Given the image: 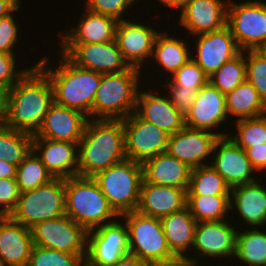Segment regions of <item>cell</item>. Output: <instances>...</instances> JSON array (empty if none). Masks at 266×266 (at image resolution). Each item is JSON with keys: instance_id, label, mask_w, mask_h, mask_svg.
<instances>
[{"instance_id": "1", "label": "cell", "mask_w": 266, "mask_h": 266, "mask_svg": "<svg viewBox=\"0 0 266 266\" xmlns=\"http://www.w3.org/2000/svg\"><path fill=\"white\" fill-rule=\"evenodd\" d=\"M53 102L51 81L35 63L6 92L7 126L36 134Z\"/></svg>"}, {"instance_id": "15", "label": "cell", "mask_w": 266, "mask_h": 266, "mask_svg": "<svg viewBox=\"0 0 266 266\" xmlns=\"http://www.w3.org/2000/svg\"><path fill=\"white\" fill-rule=\"evenodd\" d=\"M210 165L224 178L232 189L253 182L259 177L252 167L244 149L229 136L219 137L215 142Z\"/></svg>"}, {"instance_id": "7", "label": "cell", "mask_w": 266, "mask_h": 266, "mask_svg": "<svg viewBox=\"0 0 266 266\" xmlns=\"http://www.w3.org/2000/svg\"><path fill=\"white\" fill-rule=\"evenodd\" d=\"M65 215V179L55 178L34 190L20 192L9 217L32 228L35 224Z\"/></svg>"}, {"instance_id": "51", "label": "cell", "mask_w": 266, "mask_h": 266, "mask_svg": "<svg viewBox=\"0 0 266 266\" xmlns=\"http://www.w3.org/2000/svg\"><path fill=\"white\" fill-rule=\"evenodd\" d=\"M17 166L0 159V178H16Z\"/></svg>"}, {"instance_id": "54", "label": "cell", "mask_w": 266, "mask_h": 266, "mask_svg": "<svg viewBox=\"0 0 266 266\" xmlns=\"http://www.w3.org/2000/svg\"><path fill=\"white\" fill-rule=\"evenodd\" d=\"M260 50L266 55V44Z\"/></svg>"}, {"instance_id": "31", "label": "cell", "mask_w": 266, "mask_h": 266, "mask_svg": "<svg viewBox=\"0 0 266 266\" xmlns=\"http://www.w3.org/2000/svg\"><path fill=\"white\" fill-rule=\"evenodd\" d=\"M226 110L229 118L239 120L254 118L266 114V104L259 97L257 90L247 80L225 95ZM233 117H231V116Z\"/></svg>"}, {"instance_id": "21", "label": "cell", "mask_w": 266, "mask_h": 266, "mask_svg": "<svg viewBox=\"0 0 266 266\" xmlns=\"http://www.w3.org/2000/svg\"><path fill=\"white\" fill-rule=\"evenodd\" d=\"M88 119L81 111L53 102L35 135L39 138L79 144Z\"/></svg>"}, {"instance_id": "23", "label": "cell", "mask_w": 266, "mask_h": 266, "mask_svg": "<svg viewBox=\"0 0 266 266\" xmlns=\"http://www.w3.org/2000/svg\"><path fill=\"white\" fill-rule=\"evenodd\" d=\"M33 151L54 178L78 176V143L33 135Z\"/></svg>"}, {"instance_id": "30", "label": "cell", "mask_w": 266, "mask_h": 266, "mask_svg": "<svg viewBox=\"0 0 266 266\" xmlns=\"http://www.w3.org/2000/svg\"><path fill=\"white\" fill-rule=\"evenodd\" d=\"M188 45L181 37L170 36L166 30L160 31L154 41L151 59L157 62V68L159 66L160 69L165 70V74L171 76L191 59L192 50Z\"/></svg>"}, {"instance_id": "3", "label": "cell", "mask_w": 266, "mask_h": 266, "mask_svg": "<svg viewBox=\"0 0 266 266\" xmlns=\"http://www.w3.org/2000/svg\"><path fill=\"white\" fill-rule=\"evenodd\" d=\"M57 53L61 58L56 68L50 67L51 59L48 56H43L37 61V66L51 81L54 102L81 111L89 119H93V102L101 81V74L80 68L63 53L59 51Z\"/></svg>"}, {"instance_id": "40", "label": "cell", "mask_w": 266, "mask_h": 266, "mask_svg": "<svg viewBox=\"0 0 266 266\" xmlns=\"http://www.w3.org/2000/svg\"><path fill=\"white\" fill-rule=\"evenodd\" d=\"M246 80L266 104V55L261 50L245 51Z\"/></svg>"}, {"instance_id": "44", "label": "cell", "mask_w": 266, "mask_h": 266, "mask_svg": "<svg viewBox=\"0 0 266 266\" xmlns=\"http://www.w3.org/2000/svg\"><path fill=\"white\" fill-rule=\"evenodd\" d=\"M20 7L21 5L9 16L0 18V53L16 54L14 47L21 35L18 34L20 27L17 25L14 13L20 11Z\"/></svg>"}, {"instance_id": "10", "label": "cell", "mask_w": 266, "mask_h": 266, "mask_svg": "<svg viewBox=\"0 0 266 266\" xmlns=\"http://www.w3.org/2000/svg\"><path fill=\"white\" fill-rule=\"evenodd\" d=\"M30 229L35 246L74 255H87L88 231L66 214L39 222Z\"/></svg>"}, {"instance_id": "4", "label": "cell", "mask_w": 266, "mask_h": 266, "mask_svg": "<svg viewBox=\"0 0 266 266\" xmlns=\"http://www.w3.org/2000/svg\"><path fill=\"white\" fill-rule=\"evenodd\" d=\"M65 214L87 231L118 219L93 177L65 179Z\"/></svg>"}, {"instance_id": "18", "label": "cell", "mask_w": 266, "mask_h": 266, "mask_svg": "<svg viewBox=\"0 0 266 266\" xmlns=\"http://www.w3.org/2000/svg\"><path fill=\"white\" fill-rule=\"evenodd\" d=\"M196 50L191 52V58L210 77L226 61L237 56L241 50L238 47L229 27L203 33L196 36Z\"/></svg>"}, {"instance_id": "42", "label": "cell", "mask_w": 266, "mask_h": 266, "mask_svg": "<svg viewBox=\"0 0 266 266\" xmlns=\"http://www.w3.org/2000/svg\"><path fill=\"white\" fill-rule=\"evenodd\" d=\"M85 8L94 13L107 15L115 18L117 21L124 20V15L131 5L137 0H83ZM125 13V14H124ZM123 15V16H122Z\"/></svg>"}, {"instance_id": "25", "label": "cell", "mask_w": 266, "mask_h": 266, "mask_svg": "<svg viewBox=\"0 0 266 266\" xmlns=\"http://www.w3.org/2000/svg\"><path fill=\"white\" fill-rule=\"evenodd\" d=\"M186 207V189L154 185L142 180L138 212L161 219Z\"/></svg>"}, {"instance_id": "22", "label": "cell", "mask_w": 266, "mask_h": 266, "mask_svg": "<svg viewBox=\"0 0 266 266\" xmlns=\"http://www.w3.org/2000/svg\"><path fill=\"white\" fill-rule=\"evenodd\" d=\"M160 89L161 88H155L154 90H157L155 92L154 90L148 92L147 89L145 91L139 89L135 112L142 119L153 123L168 134L172 135L186 126L185 118L170 102L168 96L163 95L165 94V89L163 92H160Z\"/></svg>"}, {"instance_id": "20", "label": "cell", "mask_w": 266, "mask_h": 266, "mask_svg": "<svg viewBox=\"0 0 266 266\" xmlns=\"http://www.w3.org/2000/svg\"><path fill=\"white\" fill-rule=\"evenodd\" d=\"M227 7L226 0H189L177 24L192 36L221 29L226 25Z\"/></svg>"}, {"instance_id": "24", "label": "cell", "mask_w": 266, "mask_h": 266, "mask_svg": "<svg viewBox=\"0 0 266 266\" xmlns=\"http://www.w3.org/2000/svg\"><path fill=\"white\" fill-rule=\"evenodd\" d=\"M33 246L30 228L0 216V266H27Z\"/></svg>"}, {"instance_id": "13", "label": "cell", "mask_w": 266, "mask_h": 266, "mask_svg": "<svg viewBox=\"0 0 266 266\" xmlns=\"http://www.w3.org/2000/svg\"><path fill=\"white\" fill-rule=\"evenodd\" d=\"M123 126L127 159L143 163L166 152L170 134L142 119L136 112L123 119Z\"/></svg>"}, {"instance_id": "53", "label": "cell", "mask_w": 266, "mask_h": 266, "mask_svg": "<svg viewBox=\"0 0 266 266\" xmlns=\"http://www.w3.org/2000/svg\"><path fill=\"white\" fill-rule=\"evenodd\" d=\"M160 4H162V7H169L171 10L174 8L180 10V12L184 9L186 6L187 2L189 0H158Z\"/></svg>"}, {"instance_id": "37", "label": "cell", "mask_w": 266, "mask_h": 266, "mask_svg": "<svg viewBox=\"0 0 266 266\" xmlns=\"http://www.w3.org/2000/svg\"><path fill=\"white\" fill-rule=\"evenodd\" d=\"M246 81L245 51L226 61L209 77V82L224 95Z\"/></svg>"}, {"instance_id": "32", "label": "cell", "mask_w": 266, "mask_h": 266, "mask_svg": "<svg viewBox=\"0 0 266 266\" xmlns=\"http://www.w3.org/2000/svg\"><path fill=\"white\" fill-rule=\"evenodd\" d=\"M260 227L237 230L235 259L248 266H266V232ZM242 231V232H241Z\"/></svg>"}, {"instance_id": "8", "label": "cell", "mask_w": 266, "mask_h": 266, "mask_svg": "<svg viewBox=\"0 0 266 266\" xmlns=\"http://www.w3.org/2000/svg\"><path fill=\"white\" fill-rule=\"evenodd\" d=\"M128 228L129 254L148 261L164 260L175 256L168 246L161 220L137 210L120 215Z\"/></svg>"}, {"instance_id": "17", "label": "cell", "mask_w": 266, "mask_h": 266, "mask_svg": "<svg viewBox=\"0 0 266 266\" xmlns=\"http://www.w3.org/2000/svg\"><path fill=\"white\" fill-rule=\"evenodd\" d=\"M227 118L225 95L208 82L197 91L190 113L185 118V125L188 128L206 130L219 137H226L231 133L218 131L219 126H223Z\"/></svg>"}, {"instance_id": "2", "label": "cell", "mask_w": 266, "mask_h": 266, "mask_svg": "<svg viewBox=\"0 0 266 266\" xmlns=\"http://www.w3.org/2000/svg\"><path fill=\"white\" fill-rule=\"evenodd\" d=\"M126 159L123 120L88 119L78 144V176L94 177Z\"/></svg>"}, {"instance_id": "29", "label": "cell", "mask_w": 266, "mask_h": 266, "mask_svg": "<svg viewBox=\"0 0 266 266\" xmlns=\"http://www.w3.org/2000/svg\"><path fill=\"white\" fill-rule=\"evenodd\" d=\"M171 252L175 256L191 257L197 221L188 207L160 219Z\"/></svg>"}, {"instance_id": "12", "label": "cell", "mask_w": 266, "mask_h": 266, "mask_svg": "<svg viewBox=\"0 0 266 266\" xmlns=\"http://www.w3.org/2000/svg\"><path fill=\"white\" fill-rule=\"evenodd\" d=\"M71 62L100 74L119 73L130 68L115 40L106 43H59Z\"/></svg>"}, {"instance_id": "35", "label": "cell", "mask_w": 266, "mask_h": 266, "mask_svg": "<svg viewBox=\"0 0 266 266\" xmlns=\"http://www.w3.org/2000/svg\"><path fill=\"white\" fill-rule=\"evenodd\" d=\"M231 188L209 164L192 169L187 195H230Z\"/></svg>"}, {"instance_id": "38", "label": "cell", "mask_w": 266, "mask_h": 266, "mask_svg": "<svg viewBox=\"0 0 266 266\" xmlns=\"http://www.w3.org/2000/svg\"><path fill=\"white\" fill-rule=\"evenodd\" d=\"M233 123L237 131L228 136L242 149L266 143V114L239 119Z\"/></svg>"}, {"instance_id": "6", "label": "cell", "mask_w": 266, "mask_h": 266, "mask_svg": "<svg viewBox=\"0 0 266 266\" xmlns=\"http://www.w3.org/2000/svg\"><path fill=\"white\" fill-rule=\"evenodd\" d=\"M93 179L119 216L137 210L143 180L142 163L126 159L97 173Z\"/></svg>"}, {"instance_id": "19", "label": "cell", "mask_w": 266, "mask_h": 266, "mask_svg": "<svg viewBox=\"0 0 266 266\" xmlns=\"http://www.w3.org/2000/svg\"><path fill=\"white\" fill-rule=\"evenodd\" d=\"M218 139L219 136L210 131L185 126L170 135L166 152L193 169L210 164L214 145Z\"/></svg>"}, {"instance_id": "36", "label": "cell", "mask_w": 266, "mask_h": 266, "mask_svg": "<svg viewBox=\"0 0 266 266\" xmlns=\"http://www.w3.org/2000/svg\"><path fill=\"white\" fill-rule=\"evenodd\" d=\"M53 179L55 178L33 150L17 166L16 180L20 192L34 190L48 184Z\"/></svg>"}, {"instance_id": "49", "label": "cell", "mask_w": 266, "mask_h": 266, "mask_svg": "<svg viewBox=\"0 0 266 266\" xmlns=\"http://www.w3.org/2000/svg\"><path fill=\"white\" fill-rule=\"evenodd\" d=\"M21 4L17 0H0V18L12 14Z\"/></svg>"}, {"instance_id": "52", "label": "cell", "mask_w": 266, "mask_h": 266, "mask_svg": "<svg viewBox=\"0 0 266 266\" xmlns=\"http://www.w3.org/2000/svg\"><path fill=\"white\" fill-rule=\"evenodd\" d=\"M7 127L6 93L0 91V130Z\"/></svg>"}, {"instance_id": "5", "label": "cell", "mask_w": 266, "mask_h": 266, "mask_svg": "<svg viewBox=\"0 0 266 266\" xmlns=\"http://www.w3.org/2000/svg\"><path fill=\"white\" fill-rule=\"evenodd\" d=\"M140 72L143 71L130 67L119 73L101 74L93 102V119L123 120L134 113L140 84H143Z\"/></svg>"}, {"instance_id": "48", "label": "cell", "mask_w": 266, "mask_h": 266, "mask_svg": "<svg viewBox=\"0 0 266 266\" xmlns=\"http://www.w3.org/2000/svg\"><path fill=\"white\" fill-rule=\"evenodd\" d=\"M146 266H194L187 256H173L164 260L148 261Z\"/></svg>"}, {"instance_id": "50", "label": "cell", "mask_w": 266, "mask_h": 266, "mask_svg": "<svg viewBox=\"0 0 266 266\" xmlns=\"http://www.w3.org/2000/svg\"><path fill=\"white\" fill-rule=\"evenodd\" d=\"M146 263L132 254H127L110 266H146Z\"/></svg>"}, {"instance_id": "27", "label": "cell", "mask_w": 266, "mask_h": 266, "mask_svg": "<svg viewBox=\"0 0 266 266\" xmlns=\"http://www.w3.org/2000/svg\"><path fill=\"white\" fill-rule=\"evenodd\" d=\"M83 8L82 13H84L79 18L76 27L59 32L60 41L58 43H106L115 40L118 21L113 17Z\"/></svg>"}, {"instance_id": "26", "label": "cell", "mask_w": 266, "mask_h": 266, "mask_svg": "<svg viewBox=\"0 0 266 266\" xmlns=\"http://www.w3.org/2000/svg\"><path fill=\"white\" fill-rule=\"evenodd\" d=\"M262 181L258 178L230 191V211L238 212V217L248 228L251 226L250 229L266 225V187L260 183Z\"/></svg>"}, {"instance_id": "47", "label": "cell", "mask_w": 266, "mask_h": 266, "mask_svg": "<svg viewBox=\"0 0 266 266\" xmlns=\"http://www.w3.org/2000/svg\"><path fill=\"white\" fill-rule=\"evenodd\" d=\"M252 167L256 172L266 173V143L251 146L245 150Z\"/></svg>"}, {"instance_id": "33", "label": "cell", "mask_w": 266, "mask_h": 266, "mask_svg": "<svg viewBox=\"0 0 266 266\" xmlns=\"http://www.w3.org/2000/svg\"><path fill=\"white\" fill-rule=\"evenodd\" d=\"M187 207L197 222L226 220L229 213L234 214L230 195H187Z\"/></svg>"}, {"instance_id": "45", "label": "cell", "mask_w": 266, "mask_h": 266, "mask_svg": "<svg viewBox=\"0 0 266 266\" xmlns=\"http://www.w3.org/2000/svg\"><path fill=\"white\" fill-rule=\"evenodd\" d=\"M163 86L164 88L166 86V91H168L166 93L170 102L178 109L179 113L186 118L196 99L197 91L192 88H184L183 86H174L169 81H166Z\"/></svg>"}, {"instance_id": "34", "label": "cell", "mask_w": 266, "mask_h": 266, "mask_svg": "<svg viewBox=\"0 0 266 266\" xmlns=\"http://www.w3.org/2000/svg\"><path fill=\"white\" fill-rule=\"evenodd\" d=\"M33 150V134L5 127L0 130V159L18 166Z\"/></svg>"}, {"instance_id": "11", "label": "cell", "mask_w": 266, "mask_h": 266, "mask_svg": "<svg viewBox=\"0 0 266 266\" xmlns=\"http://www.w3.org/2000/svg\"><path fill=\"white\" fill-rule=\"evenodd\" d=\"M120 219L88 231L86 266H110L129 254L128 228Z\"/></svg>"}, {"instance_id": "9", "label": "cell", "mask_w": 266, "mask_h": 266, "mask_svg": "<svg viewBox=\"0 0 266 266\" xmlns=\"http://www.w3.org/2000/svg\"><path fill=\"white\" fill-rule=\"evenodd\" d=\"M226 25L241 51L260 50L266 44V2L229 0Z\"/></svg>"}, {"instance_id": "28", "label": "cell", "mask_w": 266, "mask_h": 266, "mask_svg": "<svg viewBox=\"0 0 266 266\" xmlns=\"http://www.w3.org/2000/svg\"><path fill=\"white\" fill-rule=\"evenodd\" d=\"M142 167L145 182L186 190L189 188L192 168L167 152L145 160Z\"/></svg>"}, {"instance_id": "16", "label": "cell", "mask_w": 266, "mask_h": 266, "mask_svg": "<svg viewBox=\"0 0 266 266\" xmlns=\"http://www.w3.org/2000/svg\"><path fill=\"white\" fill-rule=\"evenodd\" d=\"M159 32L154 30L150 23L145 25L128 18L118 21L115 41L130 67L141 70L145 64L144 60L151 61L154 41Z\"/></svg>"}, {"instance_id": "46", "label": "cell", "mask_w": 266, "mask_h": 266, "mask_svg": "<svg viewBox=\"0 0 266 266\" xmlns=\"http://www.w3.org/2000/svg\"><path fill=\"white\" fill-rule=\"evenodd\" d=\"M20 196L16 178H0V216H9Z\"/></svg>"}, {"instance_id": "39", "label": "cell", "mask_w": 266, "mask_h": 266, "mask_svg": "<svg viewBox=\"0 0 266 266\" xmlns=\"http://www.w3.org/2000/svg\"><path fill=\"white\" fill-rule=\"evenodd\" d=\"M86 256L33 246L27 266H86Z\"/></svg>"}, {"instance_id": "14", "label": "cell", "mask_w": 266, "mask_h": 266, "mask_svg": "<svg viewBox=\"0 0 266 266\" xmlns=\"http://www.w3.org/2000/svg\"><path fill=\"white\" fill-rule=\"evenodd\" d=\"M228 222L226 219L197 223L194 244L191 249V252H196L197 256L189 257L194 266H199V261L206 257L223 259V257L233 258L235 256L238 229L235 225L230 224L231 222Z\"/></svg>"}, {"instance_id": "41", "label": "cell", "mask_w": 266, "mask_h": 266, "mask_svg": "<svg viewBox=\"0 0 266 266\" xmlns=\"http://www.w3.org/2000/svg\"><path fill=\"white\" fill-rule=\"evenodd\" d=\"M174 86H183L198 91L209 82V77L202 68L191 58L169 77Z\"/></svg>"}, {"instance_id": "43", "label": "cell", "mask_w": 266, "mask_h": 266, "mask_svg": "<svg viewBox=\"0 0 266 266\" xmlns=\"http://www.w3.org/2000/svg\"><path fill=\"white\" fill-rule=\"evenodd\" d=\"M15 55L0 53V91L5 93L32 68L26 67L20 70L16 66L18 61Z\"/></svg>"}]
</instances>
